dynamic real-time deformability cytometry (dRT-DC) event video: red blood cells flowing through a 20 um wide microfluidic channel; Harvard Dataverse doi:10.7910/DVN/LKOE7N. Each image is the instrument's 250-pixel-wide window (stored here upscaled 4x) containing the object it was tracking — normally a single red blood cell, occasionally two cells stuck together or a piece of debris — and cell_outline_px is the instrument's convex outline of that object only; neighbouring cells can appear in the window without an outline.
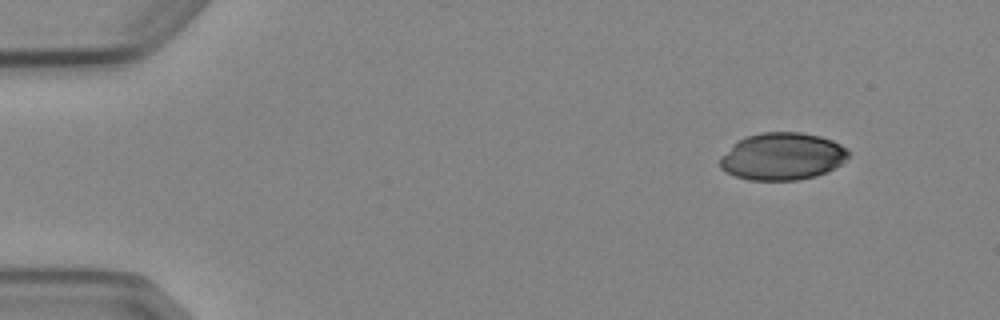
{"species": "Egyptian fruit bat (a non-hibernating species)", "species_latin": "Rousettus aegyptiacus", "temperature_condition": "cold", "stored_images_in_passage": 5, "camera_frame_rate_fps": 3000, "um_per_image_px": 0.085, "animal": {"sex": "female"}, "frame": {"image": 1, "passage_image": 1, "time_ms": 0.0, "image_size_px": [1000, 320], "cell_outline_px": [[848, 156], [840, 164], [816, 176], [796, 180], [748, 180], [736, 176], [720, 168], [720, 156], [736, 140], [744, 136], [760, 132], [800, 132], [820, 136], [832, 140], [848, 148]], "centroid_in_image_um": [66.46, 13.28], "position_along_channel_um": 18.5, "area_um2": 35.49}}